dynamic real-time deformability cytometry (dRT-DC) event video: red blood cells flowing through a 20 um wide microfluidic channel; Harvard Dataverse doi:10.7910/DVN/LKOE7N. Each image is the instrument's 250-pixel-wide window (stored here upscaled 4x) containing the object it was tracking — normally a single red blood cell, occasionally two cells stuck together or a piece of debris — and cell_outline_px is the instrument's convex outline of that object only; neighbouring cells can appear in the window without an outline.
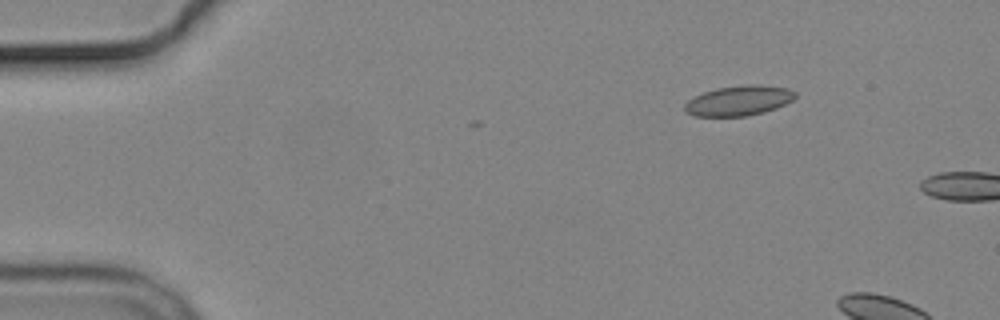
{"species": "common noctule bat (a hibernating species)", "species_latin": "Nyctalus noctula", "temperature_condition": "cold", "stored_images_in_passage": 2, "camera_frame_rate_fps": 3000, "um_per_image_px": 0.085, "animal": {"sex": "male", "body_mass_g": 19.2, "forearm_length_mm": 51.8}, "frame": {"image": 1, "passage_image": 2, "time_ms": 1.333, "image_size_px": [1000, 320], "cell_outline_px": [[796, 96], [792, 100], [776, 108], [764, 112], [744, 116], [692, 116], [684, 112], [684, 104], [692, 96], [716, 88], [744, 84], [760, 84], [788, 88], [796, 92]], "centroid_in_image_um": [62.76, 8.54], "position_along_channel_um": 22.2, "area_um2": 19.59}}